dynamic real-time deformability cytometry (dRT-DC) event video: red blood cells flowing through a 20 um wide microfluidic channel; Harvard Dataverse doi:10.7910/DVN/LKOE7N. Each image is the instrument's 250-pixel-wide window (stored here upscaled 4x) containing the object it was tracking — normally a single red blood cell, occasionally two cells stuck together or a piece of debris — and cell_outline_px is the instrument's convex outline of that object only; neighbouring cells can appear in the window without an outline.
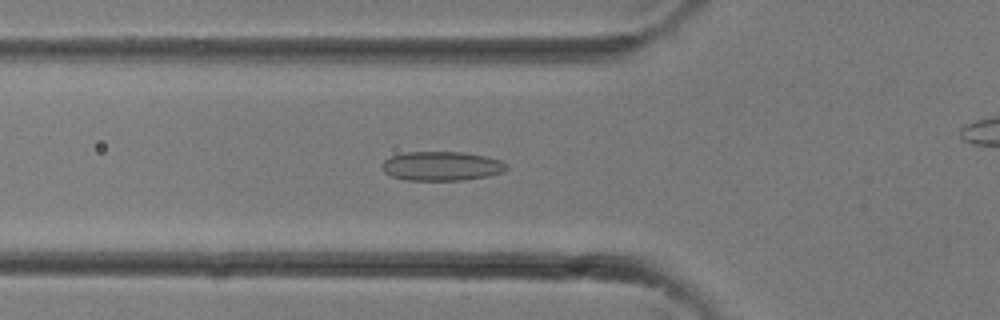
{"species": "common noctule bat (a hibernating species)", "species_latin": "Nyctalus noctula", "temperature_condition": "room temperature", "stored_images_in_passage": 30, "camera_frame_rate_fps": 3000, "um_per_image_px": 0.085, "animal": {"sex": "female"}, "frame": {"image": 1, "passage_image": 8, "time_ms": 2.333, "image_size_px": [1000, 320], "cell_outline_px": [[508, 168], [500, 172], [488, 176], [464, 180], [408, 180], [392, 176], [384, 172], [380, 168], [380, 164], [384, 160], [392, 156], [404, 152], [460, 152], [484, 156], [500, 160], [508, 164]], "centroid_in_image_um": [37.5, 14.11], "position_along_channel_um": 88.3, "area_um2": 21.15}}
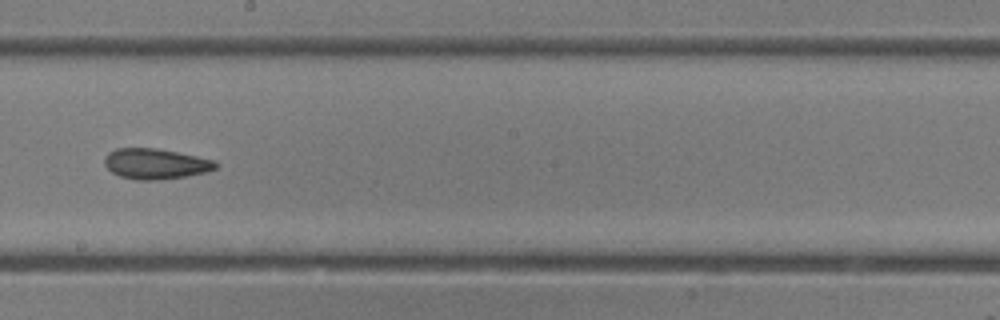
{"frame": {"image": 2, "passage_image": 15, "time_ms": 4.667, "image_size_px": [1000, 320], "cell_outline_px": [[220, 164], [216, 168], [208, 172], [188, 176], [160, 180], [136, 180], [120, 176], [112, 172], [104, 164], [104, 156], [108, 152], [116, 148], [156, 148], [216, 160]], "centroid_in_image_um": [13.24, 13.93], "position_along_channel_um": 235.0, "area_um2": 20.0}}
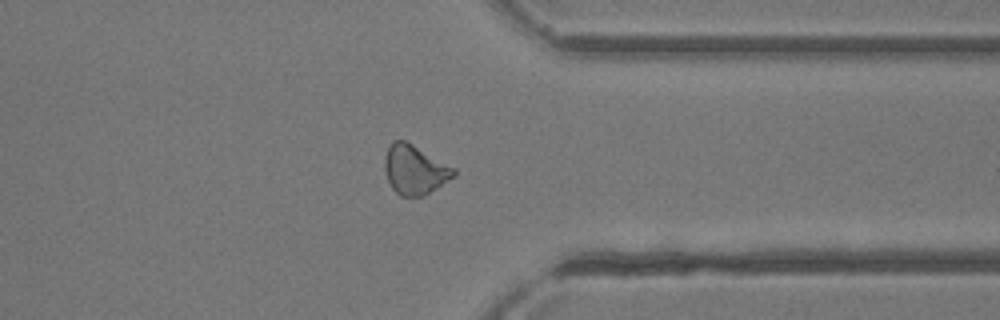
{"frame": {"image": 3, "passage_image": 22, "time_ms": 7.0, "image_size_px": [1000, 320], "cell_outline_px": [[456, 176], [424, 196], [400, 196], [392, 188], [388, 180], [384, 168], [384, 156], [392, 140], [404, 140], [412, 144], [456, 168]], "centroid_in_image_um": [35.26, 14.43], "position_along_channel_um": 376.1, "area_um2": 19.94}}